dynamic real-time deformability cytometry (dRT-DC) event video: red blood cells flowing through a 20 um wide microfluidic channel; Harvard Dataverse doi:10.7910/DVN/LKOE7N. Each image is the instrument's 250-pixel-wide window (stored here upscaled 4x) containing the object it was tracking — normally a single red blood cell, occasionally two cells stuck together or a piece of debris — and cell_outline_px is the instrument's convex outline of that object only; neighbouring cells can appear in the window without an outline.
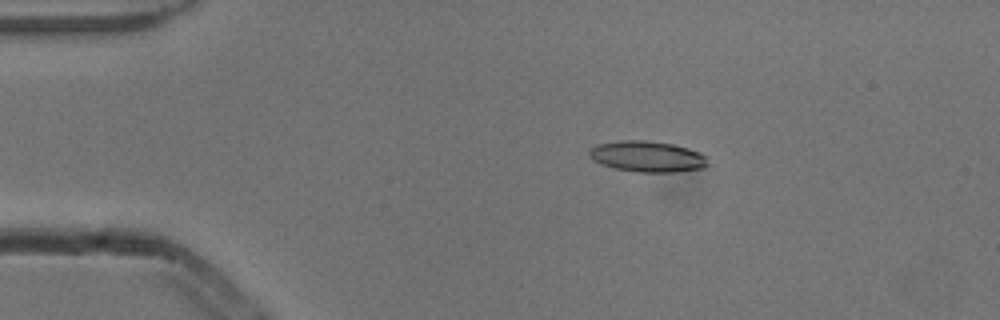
{"species": "common noctule bat (a hibernating species)", "species_latin": "Nyctalus noctula", "temperature_condition": "cold", "stored_images_in_passage": 8, "camera_frame_rate_fps": 3000, "um_per_image_px": 0.085, "animal": {"sex": "male", "body_mass_g": 13.3}, "frame": {"image": 1, "passage_image": 3, "time_ms": 0.667, "image_size_px": [1000, 320], "cell_outline_px": [[708, 164], [704, 168], [676, 172], [640, 172], [616, 168], [592, 160], [588, 156], [588, 152], [596, 144], [616, 140], [648, 140], [672, 144], [688, 148], [700, 152], [704, 156]], "centroid_in_image_um": [55.01, 13.29], "position_along_channel_um": 30.0, "area_um2": 21.39}}
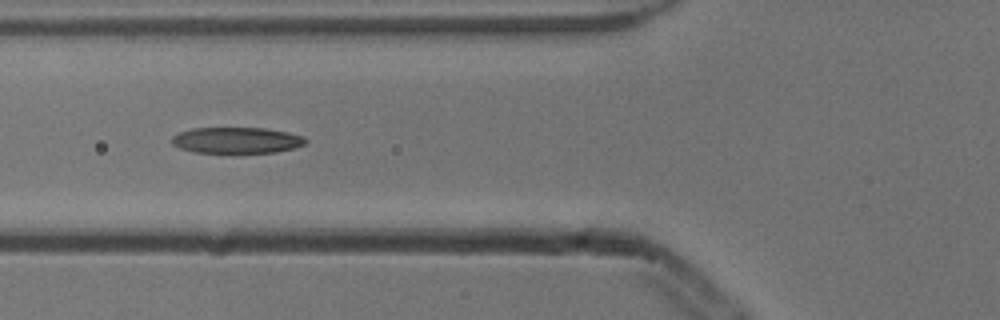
{"frame": {"image": 2, "passage_image": 6, "time_ms": 1.667, "image_size_px": [1000, 320], "cell_outline_px": [[308, 140], [304, 144], [296, 148], [276, 152], [232, 156], [192, 152], [180, 148], [172, 144], [172, 136], [180, 132], [192, 128], [264, 128], [288, 132], [304, 136]], "centroid_in_image_um": [20.12, 11.98], "position_along_channel_um": 105.7, "area_um2": 21.5}}
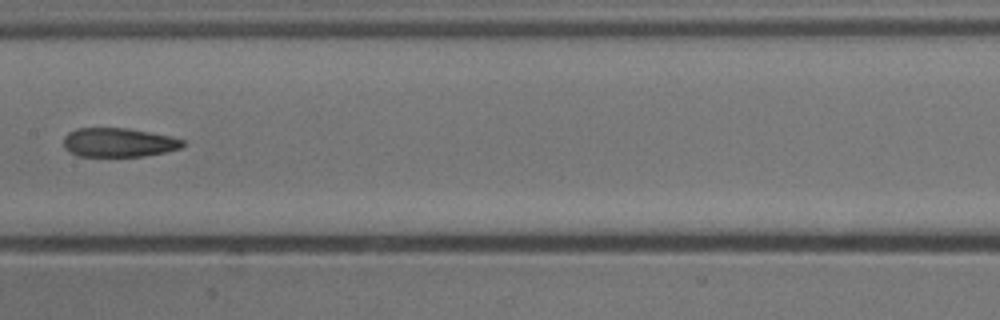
{"frame": {"image": 3, "passage_image": 8, "time_ms": 2.333, "image_size_px": [1000, 320], "cell_outline_px": [[184, 144], [180, 148], [164, 152], [144, 156], [76, 156], [68, 152], [64, 148], [64, 136], [68, 132], [76, 128], [128, 128], [172, 136], [184, 140]], "centroid_in_image_um": [10.05, 12.11], "position_along_channel_um": 197.4, "area_um2": 20.29}}